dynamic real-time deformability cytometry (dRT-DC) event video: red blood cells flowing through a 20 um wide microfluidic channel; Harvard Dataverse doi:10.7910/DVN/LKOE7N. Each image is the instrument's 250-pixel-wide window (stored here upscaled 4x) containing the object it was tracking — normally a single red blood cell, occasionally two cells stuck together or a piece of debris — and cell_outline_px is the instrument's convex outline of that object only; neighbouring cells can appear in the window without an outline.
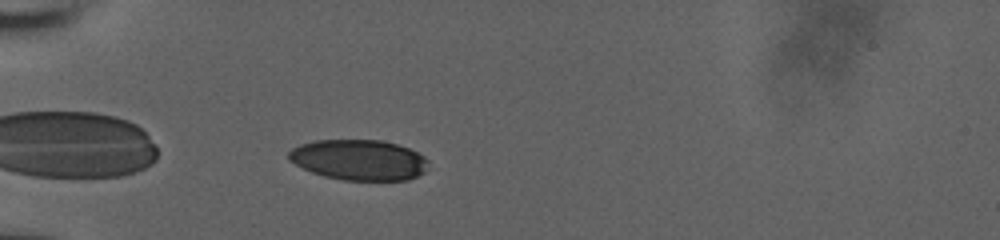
{"species": "human", "species_latin": "Homo sapiens", "temperature_condition": "room temperature", "stored_images_in_passage": 39, "camera_frame_rate_fps": 3000, "um_per_image_px": 0.085, "donor": {"sex": "male"}, "frame": {"image": 1, "passage_image": 2, "time_ms": 0.333, "image_size_px": [1000, 240], "cell_outline_px": [[428, 160], [424, 172], [408, 180], [344, 180], [324, 176], [312, 172], [288, 160], [288, 152], [292, 148], [300, 144], [316, 140], [380, 140], [396, 144], [408, 148], [424, 156]], "centroid_in_image_um": [30.49, 13.59], "position_along_channel_um": 54.5, "area_um2": 32.83}}
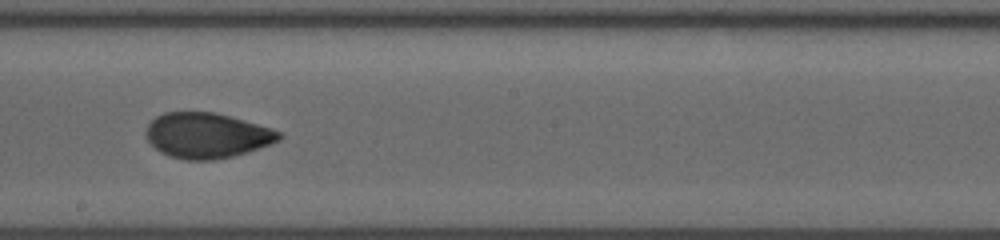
{"frame": {"image": 2, "passage_image": 17, "time_ms": 5.333, "image_size_px": [1000, 240], "cell_outline_px": [[284, 136], [280, 140], [232, 156], [216, 160], [188, 160], [168, 156], [160, 152], [148, 140], [144, 132], [148, 124], [156, 116], [164, 112], [216, 112], [272, 128], [280, 132]], "centroid_in_image_um": [17.56, 11.5], "position_along_channel_um": 230.6, "area_um2": 35.03}}
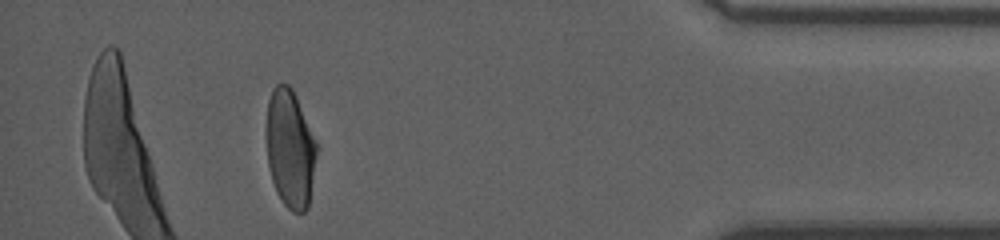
{"frame": {"image": 3, "passage_image": 34, "time_ms": 11.0, "image_size_px": [1000, 240], "cell_outline_px": [[316, 152], [308, 208], [304, 212], [292, 212], [280, 200], [276, 192], [268, 168], [264, 128], [268, 100], [272, 88], [276, 84], [288, 84], [292, 88], [296, 96], [316, 144]], "centroid_in_image_um": [24.59, 12.62], "position_along_channel_um": 410.6, "area_um2": 34.8}, "authors_computed_cell_mechanics": {"area_um2": 35.3158, "velocity_mm_per_s": 3.9396, "shape_relaxation_time_tau1_ms": 5.5612, "shape_relaxation_time_tau2_ms": 1.1126, "deformation_change_tau1": 0.1654, "deformation_change_tau2": 0.0552}}